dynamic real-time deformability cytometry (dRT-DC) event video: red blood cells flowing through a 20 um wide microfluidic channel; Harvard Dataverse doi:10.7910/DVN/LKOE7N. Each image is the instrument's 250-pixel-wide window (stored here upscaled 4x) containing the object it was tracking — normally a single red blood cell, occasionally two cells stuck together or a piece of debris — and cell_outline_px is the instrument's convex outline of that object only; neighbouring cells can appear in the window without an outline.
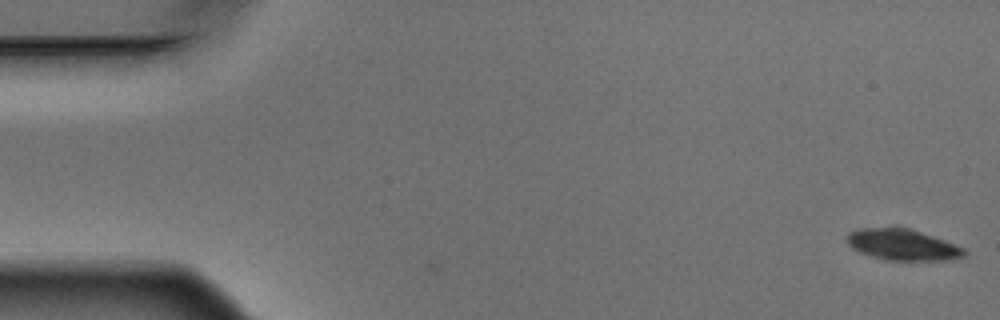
{"species": "Egyptian fruit bat (a non-hibernating species)", "species_latin": "Rousettus aegyptiacus", "temperature_condition": "warm", "stored_images_in_passage": 6, "camera_frame_rate_fps": 3000, "um_per_image_px": 0.085, "animal": {"sex": "male"}, "frame": {"image": 1, "passage_image": 1, "time_ms": 0.0, "image_size_px": [1000, 320], "cell_outline_px": [[968, 252], [964, 256], [944, 260], [884, 260], [860, 252], [852, 248], [848, 244], [848, 232], [856, 228], [908, 228], [944, 240], [964, 248]], "centroid_in_image_um": [76.7, 20.8], "position_along_channel_um": 8.3, "area_um2": 20.98}}